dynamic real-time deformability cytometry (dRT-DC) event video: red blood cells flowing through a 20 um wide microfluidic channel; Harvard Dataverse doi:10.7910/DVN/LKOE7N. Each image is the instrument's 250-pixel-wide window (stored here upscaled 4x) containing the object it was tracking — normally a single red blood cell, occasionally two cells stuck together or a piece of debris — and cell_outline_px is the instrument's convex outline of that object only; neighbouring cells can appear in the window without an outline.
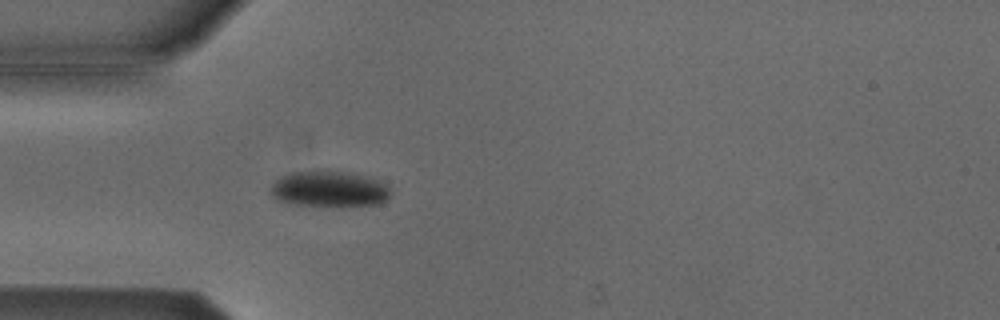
{"species": "Egyptian fruit bat (a non-hibernating species)", "species_latin": "Rousettus aegyptiacus", "temperature_condition": "cold", "stored_images_in_passage": 48, "camera_frame_rate_fps": 3000, "um_per_image_px": 0.085, "animal": {"sex": "male"}, "frame": {"image": 1, "passage_image": 10, "time_ms": 3.0, "image_size_px": [1000, 320], "cell_outline_px": [[388, 200], [380, 204], [340, 208], [288, 204], [276, 200], [268, 192], [272, 184], [280, 176], [288, 172], [352, 172], [368, 176], [384, 184], [388, 188]], "centroid_in_image_um": [27.94, 16.12], "position_along_channel_um": 57.1, "area_um2": 25.72}}
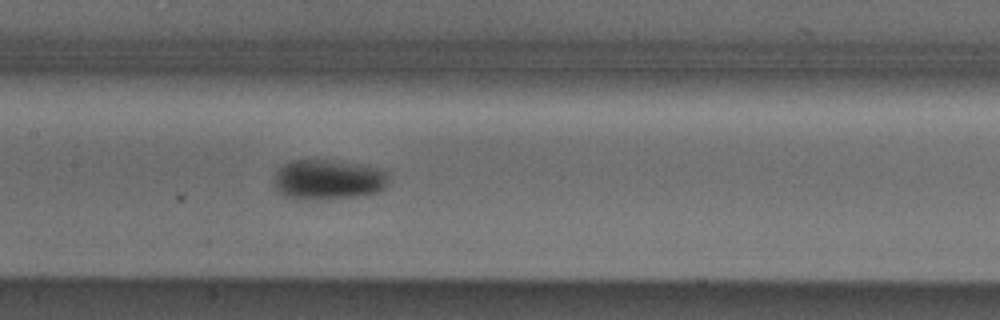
{"frame": {"image": 2, "passage_image": 20, "time_ms": 6.333, "image_size_px": [1000, 320], "cell_outline_px": [[388, 176], [384, 188], [380, 192], [360, 196], [316, 200], [300, 200], [284, 196], [272, 184], [272, 180], [276, 172], [284, 164], [292, 160], [332, 160], [384, 168], [388, 172]], "centroid_in_image_um": [27.89, 15.28], "position_along_channel_um": 179.5, "area_um2": 27.28}}
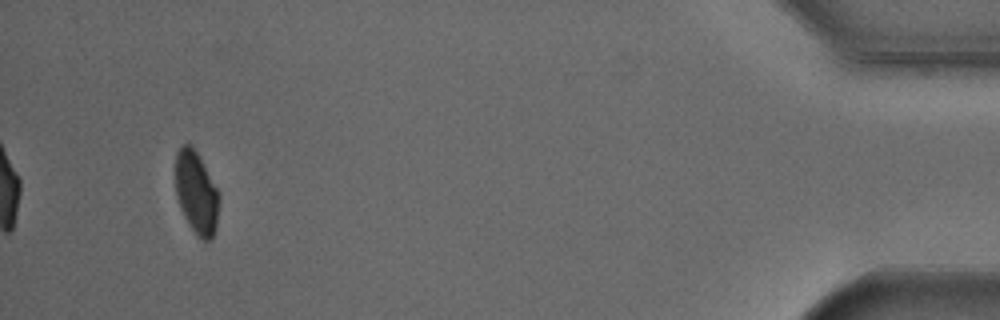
{"frame": {"image": 3, "passage_image": 45, "time_ms": 14.667, "image_size_px": [1000, 320], "cell_outline_px": [[220, 200], [216, 228], [212, 240], [204, 240], [196, 236], [188, 224], [180, 208], [176, 196], [176, 152], [184, 144], [192, 144], [216, 188], [220, 196]], "centroid_in_image_um": [16.69, 16.43], "position_along_channel_um": 418.5, "area_um2": 20.98}, "authors_computed_cell_mechanics": {"area_um2": 24.7384, "velocity_mm_per_s": 3.8065, "shape_relaxation_time_tau1_ms": 4.8603, "shape_relaxation_time_tau2_ms": null, "deformation_change_tau1": 0.0716, "deformation_change_tau2": null}}